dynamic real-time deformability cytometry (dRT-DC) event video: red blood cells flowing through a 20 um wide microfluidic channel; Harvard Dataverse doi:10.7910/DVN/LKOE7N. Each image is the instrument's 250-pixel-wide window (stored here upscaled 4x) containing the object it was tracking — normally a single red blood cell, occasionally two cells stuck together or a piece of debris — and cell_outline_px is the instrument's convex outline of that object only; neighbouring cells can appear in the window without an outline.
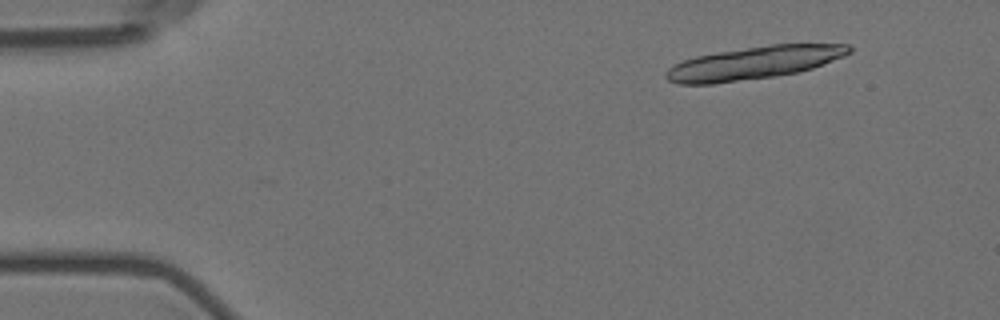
{"species": "Egyptian fruit bat (a non-hibernating species)", "species_latin": "Rousettus aegyptiacus", "temperature_condition": "room temperature", "stored_images_in_passage": 5, "camera_frame_rate_fps": 3000, "um_per_image_px": 0.085, "animal": {"sex": "female"}, "frame": {"image": 1, "passage_image": 2, "time_ms": 1.0, "image_size_px": [1000, 320], "cell_outline_px": [[852, 52], [844, 56], [812, 68], [800, 72], [772, 76], [712, 84], [680, 84], [668, 80], [664, 76], [668, 68], [684, 60], [696, 56], [720, 52], [772, 44], [848, 44], [852, 48]], "centroid_in_image_um": [64.1, 5.34], "position_along_channel_um": 20.9, "area_um2": 34.56}}